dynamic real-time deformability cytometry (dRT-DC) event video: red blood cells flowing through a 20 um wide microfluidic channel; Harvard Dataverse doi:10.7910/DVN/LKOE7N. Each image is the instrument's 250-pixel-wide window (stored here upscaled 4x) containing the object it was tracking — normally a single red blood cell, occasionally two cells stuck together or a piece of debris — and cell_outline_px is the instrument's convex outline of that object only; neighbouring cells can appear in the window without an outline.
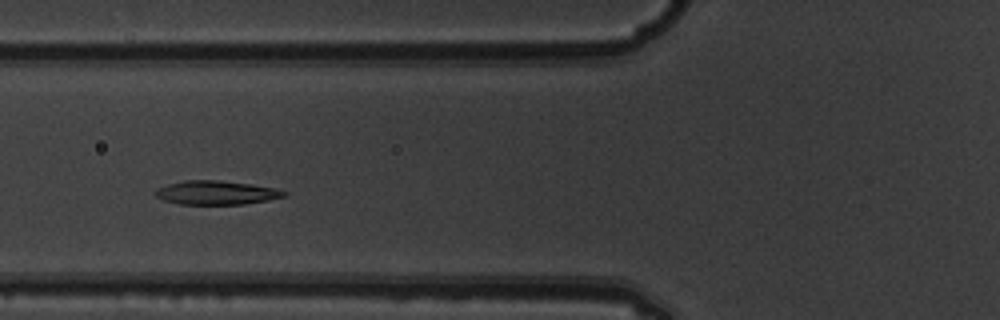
{"species": "common noctule bat (a hibernating species)", "species_latin": "Nyctalus noctula", "temperature_condition": "warm", "stored_images_in_passage": 5, "camera_frame_rate_fps": 3000, "um_per_image_px": 0.085, "animal": {"sex": "male", "body_mass_g": 19.5, "forearm_length_mm": 54.6}, "frame": {"image": 1, "passage_image": 4, "time_ms": 1.0, "image_size_px": [1000, 320], "cell_outline_px": [[288, 196], [268, 200], [244, 204], [176, 204], [164, 200], [156, 196], [156, 188], [168, 184], [184, 180], [216, 180], [252, 184], [276, 188], [288, 192]], "centroid_in_image_um": [18.42, 16.37], "position_along_channel_um": 107.4, "area_um2": 17.98}}
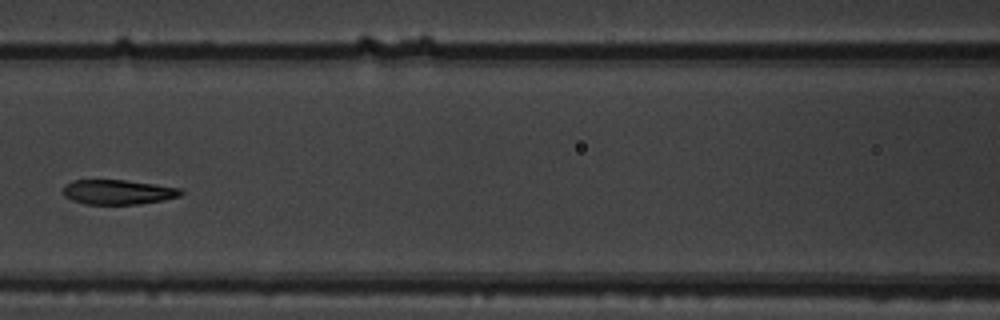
{"frame": {"image": 2, "passage_image": 5, "time_ms": 1.333, "image_size_px": [1000, 320], "cell_outline_px": [[184, 192], [180, 196], [164, 200], [140, 204], [84, 204], [72, 200], [64, 196], [60, 192], [64, 184], [72, 180], [124, 180], [180, 188]], "centroid_in_image_um": [9.97, 16.33], "position_along_channel_um": 156.6, "area_um2": 17.11}}